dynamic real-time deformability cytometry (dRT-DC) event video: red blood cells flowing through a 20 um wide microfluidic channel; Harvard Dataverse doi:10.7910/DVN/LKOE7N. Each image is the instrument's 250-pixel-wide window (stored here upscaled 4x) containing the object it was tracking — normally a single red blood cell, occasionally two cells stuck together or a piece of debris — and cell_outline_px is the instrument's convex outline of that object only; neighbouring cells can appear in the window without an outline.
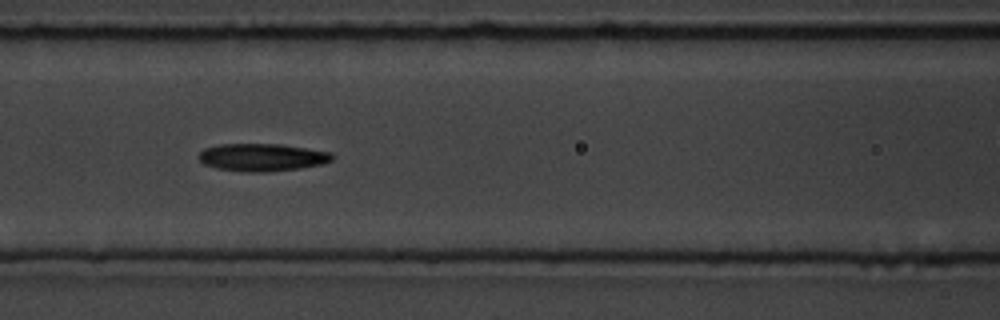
{"species": "common noctule bat (a hibernating species)", "species_latin": "Nyctalus noctula", "temperature_condition": "room temperature", "stored_images_in_passage": 15, "camera_frame_rate_fps": 3000, "um_per_image_px": 0.085, "animal": {"sex": "male", "body_mass_g": 19.5, "forearm_length_mm": 54.6}, "frame": {"image": 1, "passage_image": 7, "time_ms": 7.667, "image_size_px": [1000, 320], "cell_outline_px": [[332, 160], [320, 164], [300, 168], [264, 172], [244, 172], [216, 168], [204, 164], [196, 156], [204, 148], [220, 144], [280, 144], [332, 152]], "centroid_in_image_um": [22.23, 13.37], "position_along_channel_um": 144.4, "area_um2": 21.44}}
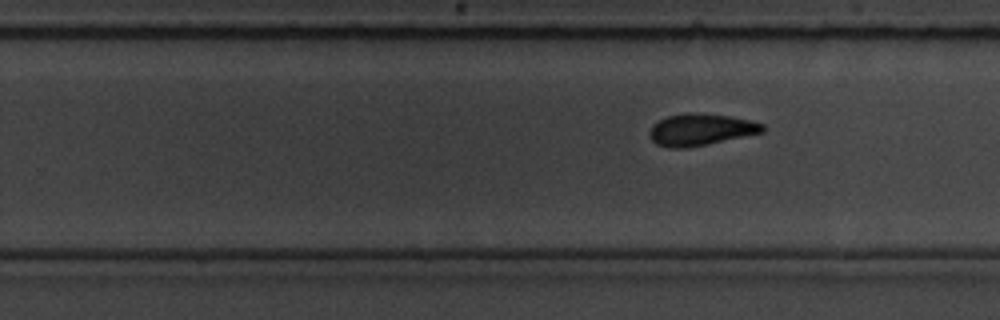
{"frame": {"image": 2, "passage_image": 11, "time_ms": 13.0, "image_size_px": [1000, 320], "cell_outline_px": [[764, 132], [708, 144], [688, 148], [672, 148], [656, 144], [648, 136], [648, 132], [652, 124], [668, 116], [688, 112], [696, 112], [728, 116], [748, 120], [764, 124]], "centroid_in_image_um": [59.52, 11.02], "position_along_channel_um": 270.3, "area_um2": 20.98}, "authors_computed_cell_mechanics": {"area_um2": 21.2126, "velocity_mm_per_s": 3.6453, "shape_relaxation_time_tau1_ms": 6.1234, "shape_relaxation_time_tau2_ms": 2.9182, "deformation_change_tau1": 0.1609, "deformation_change_tau2": 0.0708}}